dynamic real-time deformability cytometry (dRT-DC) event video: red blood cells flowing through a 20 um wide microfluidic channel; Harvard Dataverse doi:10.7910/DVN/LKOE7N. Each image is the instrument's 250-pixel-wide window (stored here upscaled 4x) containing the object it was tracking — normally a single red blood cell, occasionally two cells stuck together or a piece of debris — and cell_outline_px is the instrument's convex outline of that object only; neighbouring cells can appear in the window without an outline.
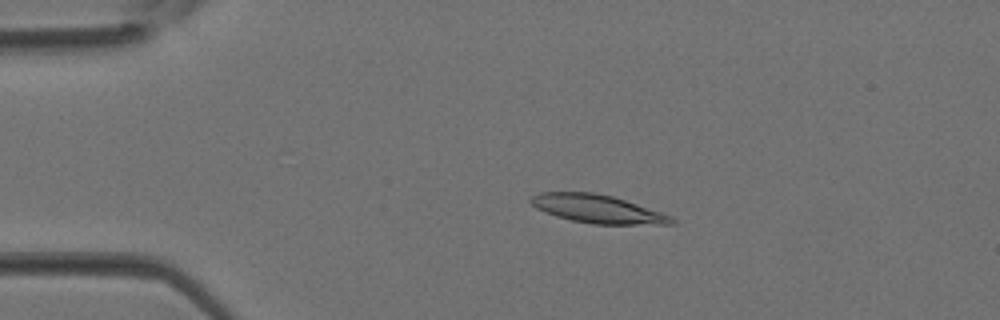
{"species": "Egyptian fruit bat (a non-hibernating species)", "species_latin": "Rousettus aegyptiacus", "temperature_condition": "room temperature", "stored_images_in_passage": 3, "camera_frame_rate_fps": 3000, "um_per_image_px": 0.085, "animal": {"sex": "female"}, "frame": {"image": 1, "passage_image": 2, "time_ms": 0.333, "image_size_px": [1000, 320], "cell_outline_px": [[676, 224], [592, 224], [572, 220], [556, 216], [536, 208], [528, 200], [532, 196], [540, 192], [592, 192], [612, 196], [672, 216], [676, 220]], "centroid_in_image_um": [50.77, 17.76], "position_along_channel_um": 34.2, "area_um2": 22.95}}